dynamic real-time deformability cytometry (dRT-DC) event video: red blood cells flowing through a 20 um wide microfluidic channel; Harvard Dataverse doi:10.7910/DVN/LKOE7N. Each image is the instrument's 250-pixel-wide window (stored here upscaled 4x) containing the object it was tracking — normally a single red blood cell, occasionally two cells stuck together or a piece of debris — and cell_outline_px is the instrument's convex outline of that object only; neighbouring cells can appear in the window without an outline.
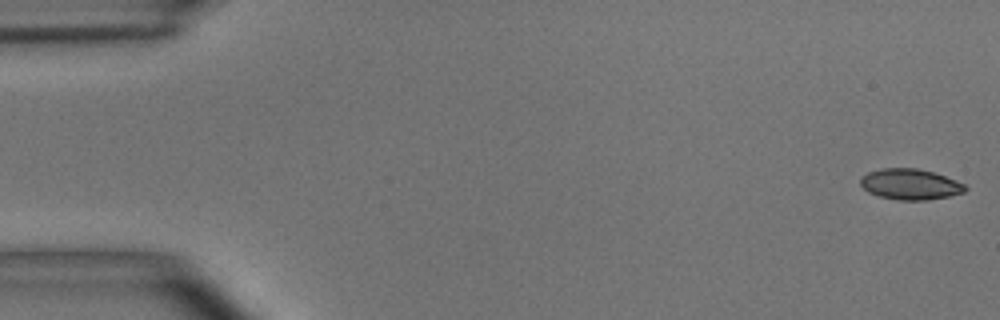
{"species": "common noctule bat (a hibernating species)", "species_latin": "Nyctalus noctula", "temperature_condition": "room temperature", "stored_images_in_passage": 55, "camera_frame_rate_fps": 3000, "um_per_image_px": 0.085, "animal": {"sex": "male", "body_mass_g": 15.6}, "frame": {"image": 1, "passage_image": 1, "time_ms": 0.0, "image_size_px": [1000, 320], "cell_outline_px": [[968, 188], [964, 192], [948, 196], [928, 200], [900, 200], [880, 196], [868, 192], [860, 184], [860, 176], [868, 172], [880, 168], [916, 168], [932, 172], [944, 176], [964, 184]], "centroid_in_image_um": [77.33, 15.66], "position_along_channel_um": 7.7, "area_um2": 18.67}}
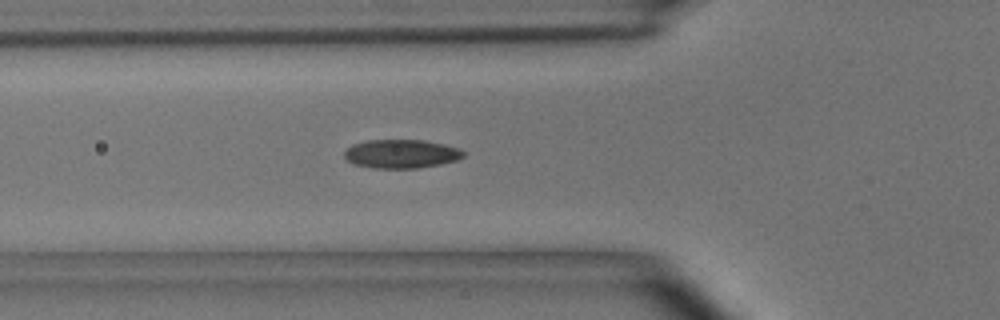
{"frame": {"image": 2, "passage_image": 19, "time_ms": 6.0, "image_size_px": [1000, 320], "cell_outline_px": [[464, 156], [456, 160], [440, 164], [420, 168], [372, 168], [352, 164], [344, 156], [344, 152], [352, 144], [368, 140], [424, 140], [444, 144], [460, 148], [464, 152]], "centroid_in_image_um": [34.1, 13.08], "position_along_channel_um": 91.7, "area_um2": 20.0}}
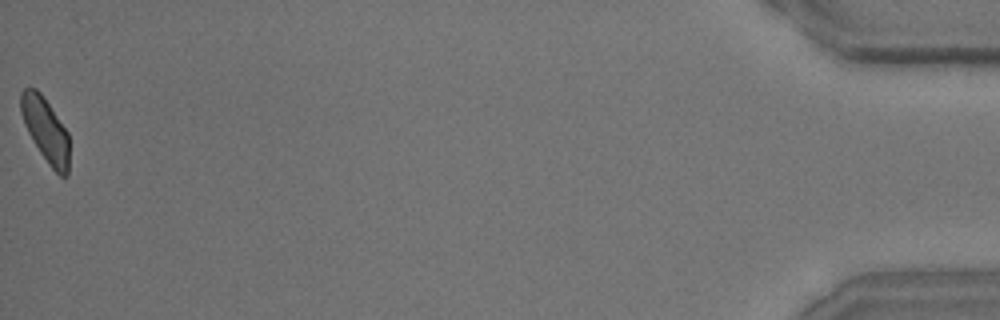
{"frame": {"image": 3, "passage_image": 55, "time_ms": 18.0, "image_size_px": [1000, 320], "cell_outline_px": [[68, 176], [60, 176], [48, 164], [32, 140], [24, 124], [20, 112], [20, 92], [24, 88], [36, 88], [40, 92], [68, 132]], "centroid_in_image_um": [3.85, 11.03], "position_along_channel_um": 431.4, "area_um2": 18.03}, "authors_computed_cell_mechanics": {"area_um2": 19.2474, "velocity_mm_per_s": 3.6277, "shape_relaxation_time_tau1_ms": 5.996, "shape_relaxation_time_tau2_ms": 2.1441, "deformation_change_tau1": 0.1577, "deformation_change_tau2": 0.07}}